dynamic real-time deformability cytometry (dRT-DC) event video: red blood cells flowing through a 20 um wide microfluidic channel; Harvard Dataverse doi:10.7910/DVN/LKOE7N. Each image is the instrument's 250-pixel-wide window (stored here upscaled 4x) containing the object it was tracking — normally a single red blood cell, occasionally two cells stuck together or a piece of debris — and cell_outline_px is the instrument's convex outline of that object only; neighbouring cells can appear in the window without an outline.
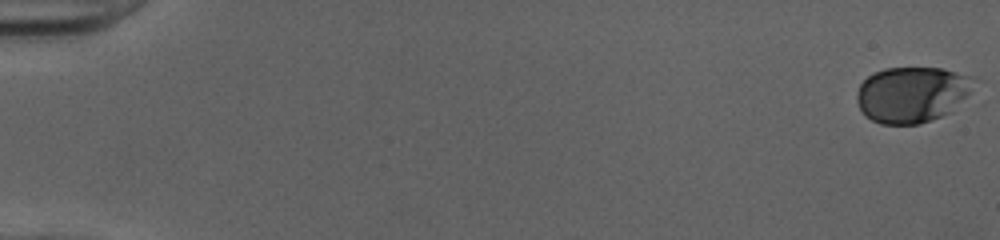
{"species": "human", "species_latin": "Homo sapiens", "temperature_condition": "cold", "stored_images_in_passage": 52, "camera_frame_rate_fps": 3000, "um_per_image_px": 0.085, "donor": {"sex": "female"}, "frame": {"image": 1, "passage_image": 1, "time_ms": 0.0, "image_size_px": [1000, 240], "cell_outline_px": [[980, 80], [952, 112], [932, 120], [920, 124], [880, 124], [864, 116], [856, 100], [856, 92], [860, 84], [868, 76], [884, 68], [944, 68], [972, 76]], "centroid_in_image_um": [77.55, 8.03], "position_along_channel_um": 7.4, "area_um2": 38.67}}
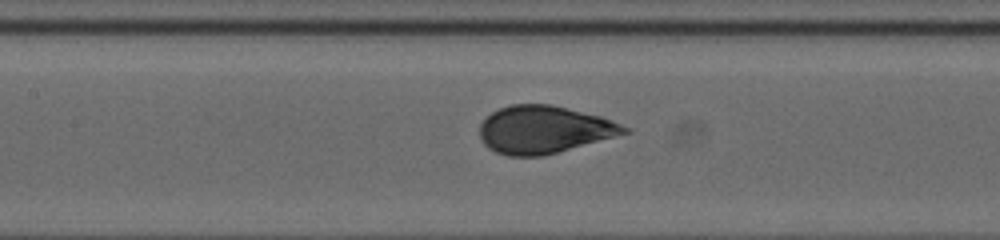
{"frame": {"image": 2, "passage_image": 26, "time_ms": 8.333, "image_size_px": [1000, 240], "cell_outline_px": [[632, 132], [544, 156], [508, 156], [496, 152], [488, 148], [480, 140], [480, 124], [492, 112], [500, 108], [512, 104], [552, 104], [600, 116], [612, 120], [632, 128]], "centroid_in_image_um": [46.27, 11.02], "position_along_channel_um": 161.1, "area_um2": 40.34}}
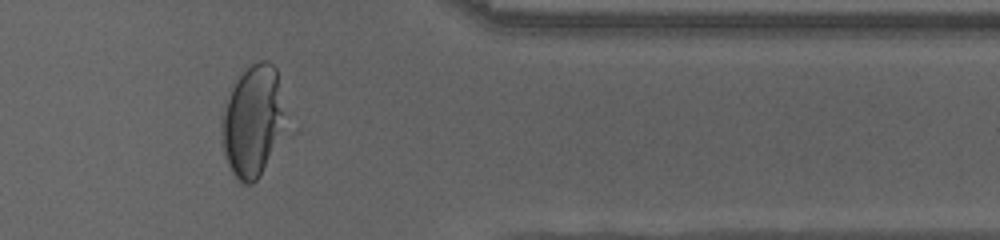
{"frame": {"image": 3, "passage_image": 44, "time_ms": 14.333, "image_size_px": [1000, 240], "cell_outline_px": [[284, 112], [280, 132], [260, 176], [252, 184], [244, 184], [232, 172], [224, 156], [220, 116], [232, 88], [236, 80], [252, 64], [260, 60], [268, 60], [276, 68]], "centroid_in_image_um": [21.43, 10.27], "position_along_channel_um": 390.0, "area_um2": 40.11}, "authors_computed_cell_mechanics": {"area_um2": 40.0554, "velocity_mm_per_s": 4.0163, "shape_relaxation_time_tau1_ms": 3.3303, "shape_relaxation_time_tau2_ms": null, "deformation_change_tau1": 0.1534, "deformation_change_tau2": null}}